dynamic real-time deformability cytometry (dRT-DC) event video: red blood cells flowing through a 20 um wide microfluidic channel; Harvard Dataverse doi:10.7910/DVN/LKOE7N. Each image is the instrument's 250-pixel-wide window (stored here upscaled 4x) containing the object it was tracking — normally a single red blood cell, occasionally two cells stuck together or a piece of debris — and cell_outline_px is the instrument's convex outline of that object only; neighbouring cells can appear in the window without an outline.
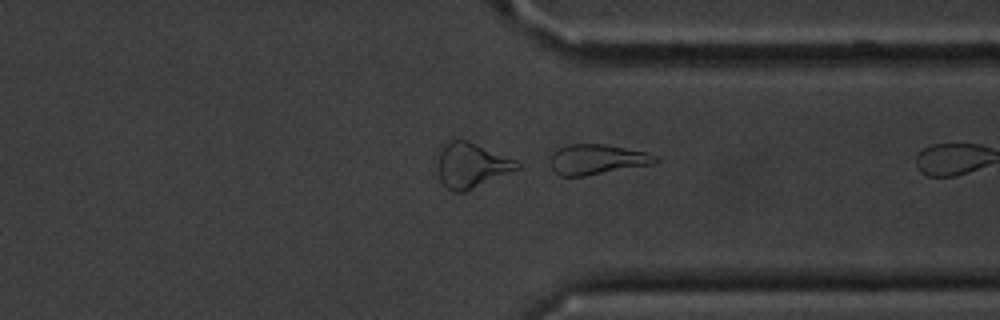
{"species": "common noctule bat (a hibernating species)", "species_latin": "Nyctalus noctula", "temperature_condition": "cold", "stored_images_in_passage": 39, "camera_frame_rate_fps": 3000, "um_per_image_px": 0.085, "animal": {"sex": "male", "body_mass_g": 20.1, "forearm_length_mm": 53.5}, "frame": {"image": 1, "passage_image": 39, "time_ms": 12.667, "image_size_px": [1000, 320], "cell_outline_px": [[660, 160], [656, 164], [584, 176], [560, 176], [552, 168], [548, 160], [552, 152], [568, 144], [604, 144], [644, 152], [656, 156]], "centroid_in_image_um": [50.74, 13.56], "position_along_channel_um": 360.7, "area_um2": 18.55}}